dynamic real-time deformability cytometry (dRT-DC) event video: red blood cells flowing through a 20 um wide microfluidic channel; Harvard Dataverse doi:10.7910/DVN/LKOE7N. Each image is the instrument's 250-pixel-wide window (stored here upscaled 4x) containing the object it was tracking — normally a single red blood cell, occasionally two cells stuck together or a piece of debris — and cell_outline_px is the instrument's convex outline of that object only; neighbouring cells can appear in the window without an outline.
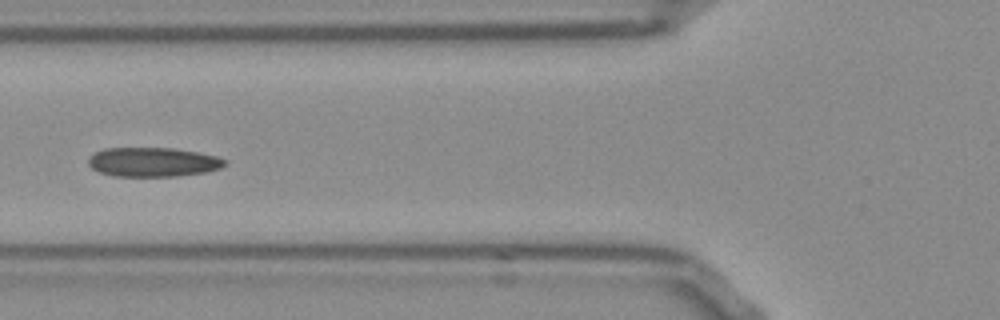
{"species": "Egyptian fruit bat (a non-hibernating species)", "species_latin": "Rousettus aegyptiacus", "temperature_condition": "room temperature", "stored_images_in_passage": 18, "camera_frame_rate_fps": 3000, "um_per_image_px": 0.085, "frame": {"image": 1, "passage_image": 6, "time_ms": 1.667, "image_size_px": [1000, 320], "cell_outline_px": [[228, 164], [220, 168], [204, 172], [176, 176], [112, 176], [100, 172], [92, 168], [88, 164], [88, 156], [104, 148], [176, 148], [216, 156], [228, 160]], "centroid_in_image_um": [13.0, 13.77], "position_along_channel_um": 112.8, "area_um2": 23.35}}